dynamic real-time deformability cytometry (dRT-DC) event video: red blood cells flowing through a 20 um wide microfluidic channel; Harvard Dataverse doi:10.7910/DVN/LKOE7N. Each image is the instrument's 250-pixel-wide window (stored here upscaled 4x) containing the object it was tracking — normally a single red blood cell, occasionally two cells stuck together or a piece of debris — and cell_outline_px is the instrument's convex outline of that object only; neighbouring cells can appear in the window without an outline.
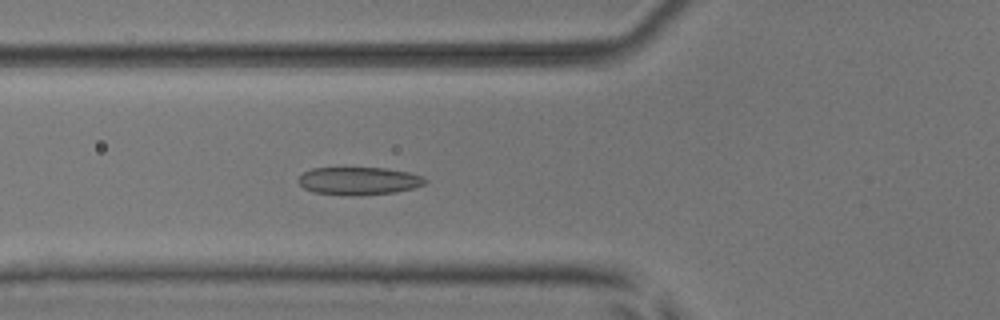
{"species": "common noctule bat (a hibernating species)", "species_latin": "Nyctalus noctula", "temperature_condition": "room temperature", "stored_images_in_passage": 46, "camera_frame_rate_fps": 3000, "um_per_image_px": 0.085, "animal": {"sex": "male", "body_mass_g": 17.9, "forearm_length_mm": 54.2}, "frame": {"image": 1, "passage_image": 13, "time_ms": 4.0, "image_size_px": [1000, 320], "cell_outline_px": [[428, 180], [424, 184], [412, 188], [396, 192], [312, 192], [304, 188], [296, 180], [304, 172], [312, 168], [384, 168], [408, 172], [424, 176]], "centroid_in_image_um": [30.52, 15.31], "position_along_channel_um": 95.3, "area_um2": 19.36}}
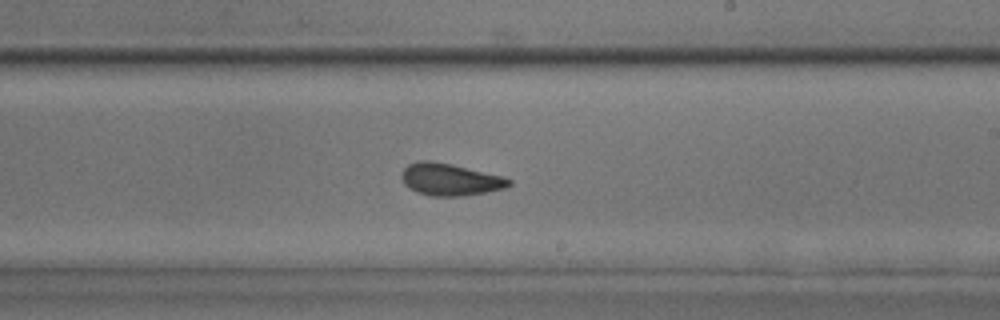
{"frame": {"image": 2, "passage_image": 25, "time_ms": 8.0, "image_size_px": [1000, 320], "cell_outline_px": [[512, 184], [508, 188], [460, 196], [432, 196], [416, 192], [408, 188], [404, 184], [400, 176], [400, 172], [408, 164], [416, 160], [432, 160], [452, 164], [504, 176], [512, 180]], "centroid_in_image_um": [38.23, 15.24], "position_along_channel_um": 250.8, "area_um2": 20.46}}
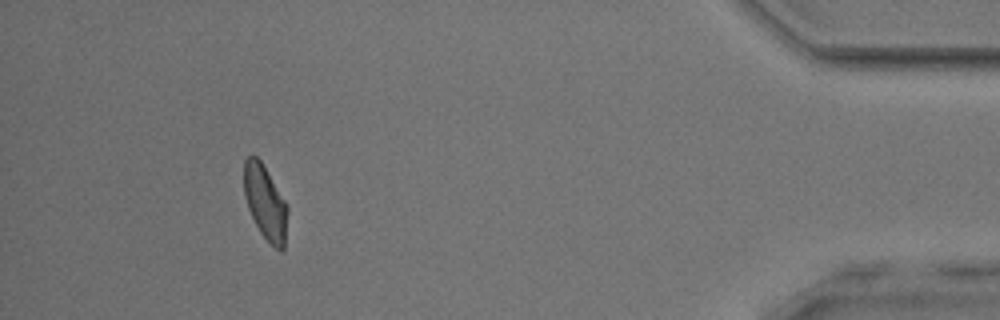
{"frame": {"image": 3, "passage_image": 42, "time_ms": 13.667, "image_size_px": [1000, 320], "cell_outline_px": [[288, 212], [284, 248], [280, 252], [260, 232], [248, 208], [244, 196], [244, 160], [248, 156], [256, 156], [260, 160], [288, 204]], "centroid_in_image_um": [22.56, 17.2], "position_along_channel_um": 412.6, "area_um2": 18.79}, "authors_computed_cell_mechanics": {"area_um2": 19.9699, "velocity_mm_per_s": 3.8973, "shape_relaxation_time_tau1_ms": 3.0781, "shape_relaxation_time_tau2_ms": 1.0395, "deformation_change_tau1": 0.1352, "deformation_change_tau2": 0.0736}}